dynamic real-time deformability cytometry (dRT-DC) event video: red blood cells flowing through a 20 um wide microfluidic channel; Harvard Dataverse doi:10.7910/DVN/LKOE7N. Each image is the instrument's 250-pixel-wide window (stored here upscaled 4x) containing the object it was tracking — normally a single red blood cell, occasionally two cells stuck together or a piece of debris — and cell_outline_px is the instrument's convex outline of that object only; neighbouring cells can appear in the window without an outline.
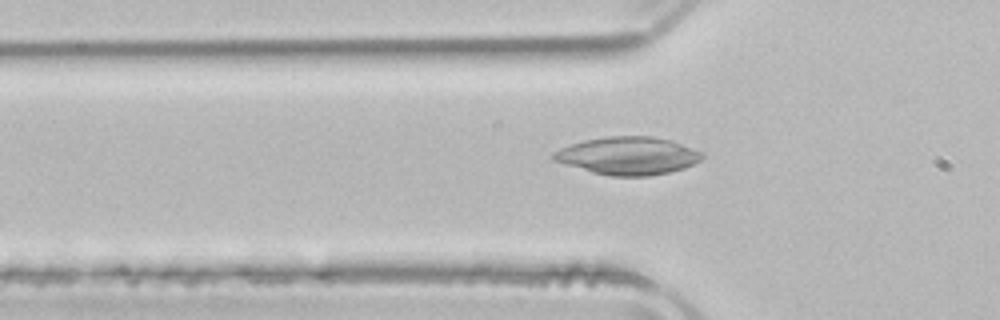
{"species": "common noctule bat (a hibernating species)", "species_latin": "Nyctalus noctula", "temperature_condition": "room temperature", "stored_images_in_passage": 33, "camera_frame_rate_fps": 3000, "um_per_image_px": 0.085, "animal": {"sex": "male", "body_mass_g": 21.5, "forearm_length_mm": 52.0}, "frame": {"image": 1, "passage_image": 3, "time_ms": 0.667, "image_size_px": [1000, 320], "cell_outline_px": [[704, 156], [700, 160], [684, 168], [668, 172], [648, 176], [612, 176], [592, 172], [552, 160], [552, 152], [560, 148], [584, 140], [608, 136], [652, 136], [672, 140], [704, 152]], "centroid_in_image_um": [53.39, 13.23], "position_along_channel_um": 72.4, "area_um2": 32.71}}
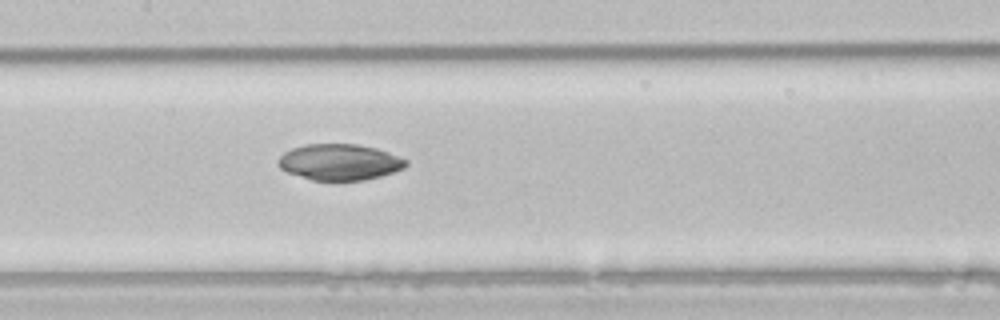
{"frame": {"image": 2, "passage_image": 11, "time_ms": 3.333, "image_size_px": [1000, 320], "cell_outline_px": [[408, 164], [404, 168], [380, 176], [364, 180], [312, 180], [288, 172], [280, 168], [276, 164], [276, 160], [284, 152], [292, 148], [304, 144], [356, 144], [376, 148], [388, 152], [408, 160]], "centroid_in_image_um": [28.84, 13.77], "position_along_channel_um": 178.6, "area_um2": 26.88}}
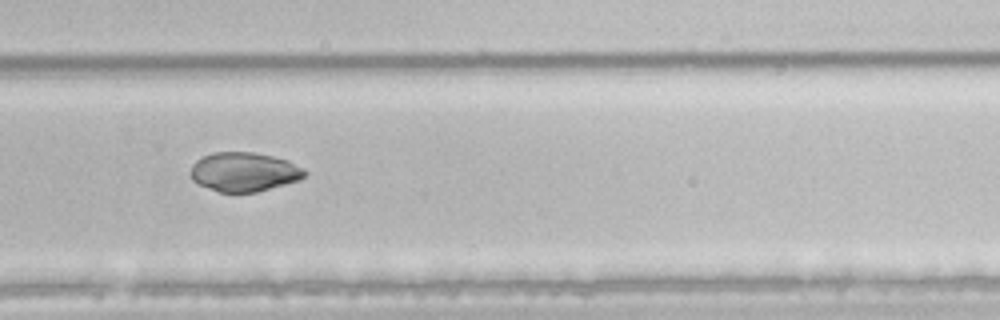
{"frame": {"image": 3, "passage_image": 21, "time_ms": 6.667, "image_size_px": [1000, 320], "cell_outline_px": [[308, 172], [300, 180], [256, 192], [220, 192], [196, 184], [192, 180], [192, 164], [196, 160], [212, 152], [252, 152], [272, 156], [288, 160], [304, 168]], "centroid_in_image_um": [20.76, 14.61], "position_along_channel_um": 309.0, "area_um2": 26.07}, "authors_computed_cell_mechanics": {"area_um2": 28.6688, "velocity_mm_per_s": 3.9356, "shape_relaxation_time_tau1_ms": null, "shape_relaxation_time_tau2_ms": 8.7157, "deformation_change_tau1": null, "deformation_change_tau2": 0.0686}}